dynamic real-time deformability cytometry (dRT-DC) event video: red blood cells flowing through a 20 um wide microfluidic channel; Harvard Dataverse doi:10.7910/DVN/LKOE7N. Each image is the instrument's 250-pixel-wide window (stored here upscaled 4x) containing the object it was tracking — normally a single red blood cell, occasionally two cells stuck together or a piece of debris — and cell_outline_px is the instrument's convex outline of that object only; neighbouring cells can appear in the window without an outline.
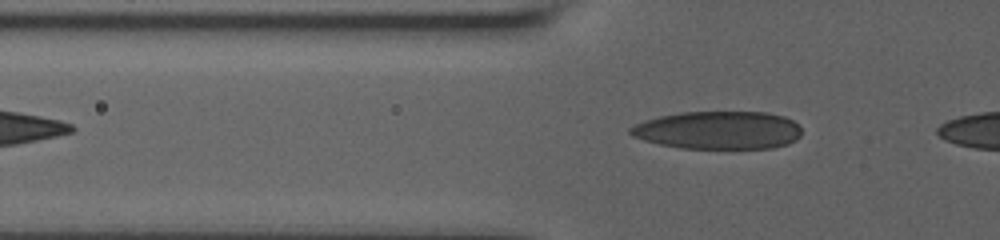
{"species": "human", "species_latin": "Homo sapiens", "temperature_condition": "room temperature", "stored_images_in_passage": 7, "camera_frame_rate_fps": 3000, "um_per_image_px": 0.085, "donor": {"sex": "male"}, "frame": {"image": 1, "passage_image": 3, "time_ms": 0.667, "image_size_px": [1000, 240], "cell_outline_px": [[800, 136], [796, 140], [788, 144], [772, 148], [680, 148], [660, 144], [644, 140], [632, 136], [628, 132], [628, 128], [644, 120], [660, 116], [680, 112], [768, 112], [784, 116], [792, 120], [800, 128]], "centroid_in_image_um": [61.05, 11.06], "position_along_channel_um": 64.8, "area_um2": 37.97}}